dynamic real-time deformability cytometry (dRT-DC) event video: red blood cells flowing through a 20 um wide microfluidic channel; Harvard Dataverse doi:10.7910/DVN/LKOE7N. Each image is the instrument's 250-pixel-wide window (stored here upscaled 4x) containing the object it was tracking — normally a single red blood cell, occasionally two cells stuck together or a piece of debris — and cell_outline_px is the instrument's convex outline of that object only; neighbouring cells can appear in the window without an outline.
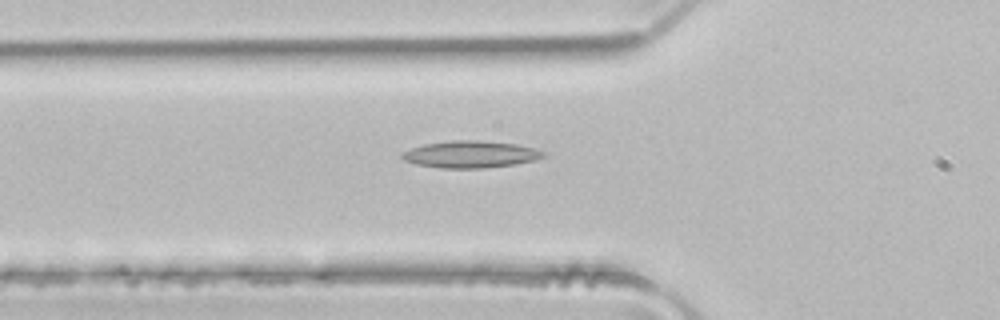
{"species": "common noctule bat (a hibernating species)", "species_latin": "Nyctalus noctula", "temperature_condition": "room temperature", "stored_images_in_passage": 5, "camera_frame_rate_fps": 3000, "um_per_image_px": 0.085, "animal": {"sex": "male", "body_mass_g": 21.5, "forearm_length_mm": 52.0}, "frame": {"image": 1, "passage_image": 5, "time_ms": 1.333, "image_size_px": [1000, 320], "cell_outline_px": [[548, 156], [536, 160], [516, 164], [484, 168], [440, 168], [416, 164], [404, 160], [400, 156], [404, 152], [412, 148], [424, 144], [452, 140], [476, 140], [516, 144], [532, 148], [544, 152]], "centroid_in_image_um": [40.02, 13.12], "position_along_channel_um": 85.8, "area_um2": 22.14}}